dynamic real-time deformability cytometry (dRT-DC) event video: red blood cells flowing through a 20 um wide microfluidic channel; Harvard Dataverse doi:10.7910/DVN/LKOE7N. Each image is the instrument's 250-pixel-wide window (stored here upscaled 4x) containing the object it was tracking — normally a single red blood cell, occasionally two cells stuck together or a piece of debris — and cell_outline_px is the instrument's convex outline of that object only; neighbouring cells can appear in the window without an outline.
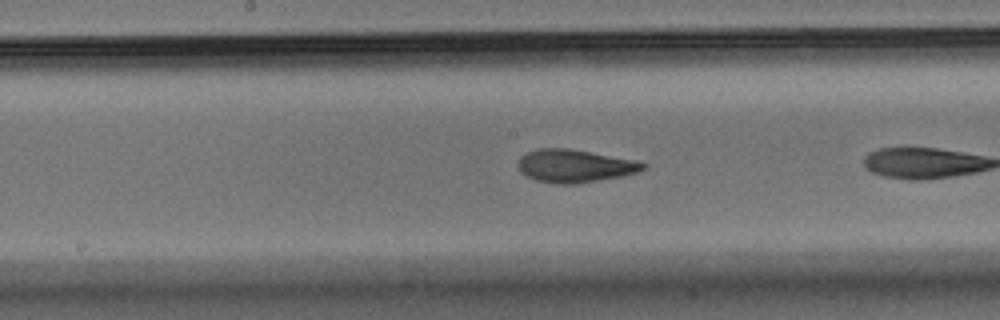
{"species": "Egyptian fruit bat (a non-hibernating species)", "species_latin": "Rousettus aegyptiacus", "temperature_condition": "warm", "stored_images_in_passage": 11, "camera_frame_rate_fps": 3000, "um_per_image_px": 0.085, "animal": {"sex": "male"}, "frame": {"image": 1, "passage_image": 10, "time_ms": 3.0, "image_size_px": [1000, 320], "cell_outline_px": [[648, 164], [644, 168], [636, 172], [620, 176], [576, 184], [556, 184], [536, 180], [520, 172], [516, 164], [520, 156], [528, 152], [540, 148], [568, 148], [632, 160]], "centroid_in_image_um": [48.77, 14.11], "position_along_channel_um": 199.4, "area_um2": 23.64}}